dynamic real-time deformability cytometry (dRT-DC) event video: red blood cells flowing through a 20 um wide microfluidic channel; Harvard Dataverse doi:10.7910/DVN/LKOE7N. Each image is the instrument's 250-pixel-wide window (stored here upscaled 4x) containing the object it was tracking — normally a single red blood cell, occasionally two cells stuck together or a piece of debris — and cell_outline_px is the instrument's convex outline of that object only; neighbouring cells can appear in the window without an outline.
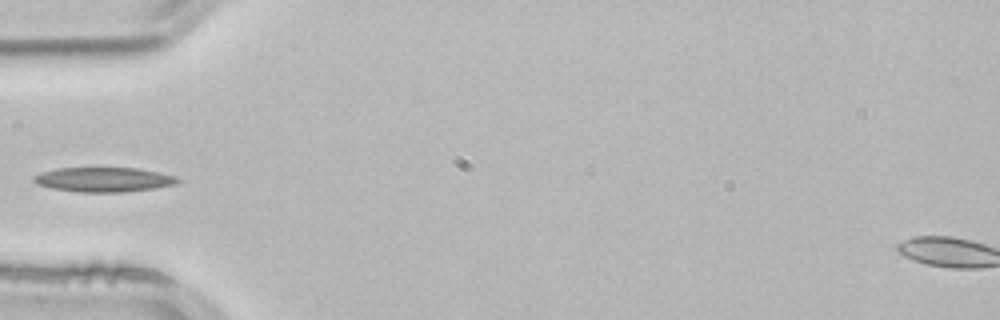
{"species": "common noctule bat (a hibernating species)", "species_latin": "Nyctalus noctula", "temperature_condition": "room temperature", "stored_images_in_passage": 2, "camera_frame_rate_fps": 3000, "um_per_image_px": 0.085, "animal": {"sex": "male", "body_mass_g": 21.5, "forearm_length_mm": 52.0}, "frame": {"image": 1, "passage_image": 2, "time_ms": 0.333, "image_size_px": [1000, 320], "cell_outline_px": [[180, 180], [176, 184], [156, 188], [124, 192], [80, 192], [52, 188], [36, 184], [32, 180], [32, 176], [56, 168], [136, 168], [176, 176]], "centroid_in_image_um": [8.8, 15.27], "position_along_channel_um": 76.2, "area_um2": 20.52}}